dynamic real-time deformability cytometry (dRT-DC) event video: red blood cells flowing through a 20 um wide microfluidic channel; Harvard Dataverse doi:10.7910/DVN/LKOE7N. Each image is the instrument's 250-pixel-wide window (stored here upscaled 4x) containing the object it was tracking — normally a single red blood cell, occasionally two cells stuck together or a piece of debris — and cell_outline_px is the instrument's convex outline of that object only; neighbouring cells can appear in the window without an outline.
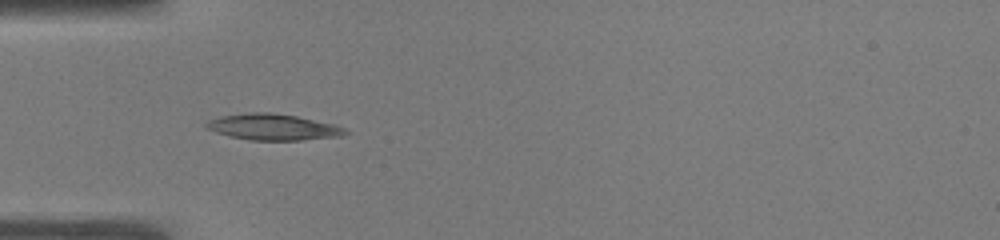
{"species": "common noctule bat (a hibernating species)", "species_latin": "Nyctalus noctula", "temperature_condition": "warm", "stored_images_in_passage": 37, "camera_frame_rate_fps": 3000, "um_per_image_px": 0.085, "animal": {"sex": "male", "body_mass_g": 19.0, "forearm_length_mm": 50.8}, "frame": {"image": 1, "passage_image": 1, "time_ms": 0.0, "image_size_px": [1000, 240], "cell_outline_px": [[348, 132], [344, 136], [300, 140], [252, 140], [228, 136], [216, 132], [208, 128], [204, 124], [208, 120], [220, 116], [252, 112], [268, 112], [296, 116], [336, 124], [344, 128]], "centroid_in_image_um": [23.23, 10.8], "position_along_channel_um": 61.8, "area_um2": 21.15}}
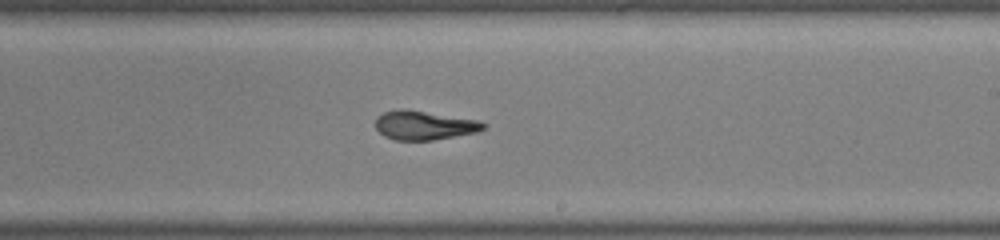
{"frame": {"image": 2, "passage_image": 16, "time_ms": 5.0, "image_size_px": [1000, 240], "cell_outline_px": [[488, 124], [484, 128], [476, 132], [432, 140], [396, 140], [384, 136], [376, 128], [376, 116], [384, 112], [400, 108], [408, 108], [476, 120]], "centroid_in_image_um": [36.02, 10.63], "position_along_channel_um": 253.0, "area_um2": 18.26}}
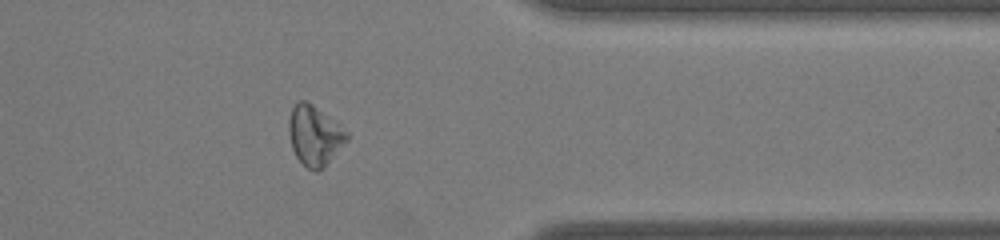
{"frame": {"image": 3, "passage_image": 27, "time_ms": 8.667, "image_size_px": [1000, 240], "cell_outline_px": [[348, 140], [324, 168], [316, 172], [308, 168], [296, 156], [292, 148], [288, 132], [288, 120], [292, 108], [300, 100], [304, 100], [312, 104], [348, 132]], "centroid_in_image_um": [26.73, 11.54], "position_along_channel_um": 384.7, "area_um2": 20.06}, "authors_computed_cell_mechanics": {"area_um2": 18.9584, "velocity_mm_per_s": 3.8789, "shape_relaxation_time_tau1_ms": 6.7217, "shape_relaxation_time_tau2_ms": 3.2422, "deformation_change_tau1": 0.2257, "deformation_change_tau2": 0.0934}}